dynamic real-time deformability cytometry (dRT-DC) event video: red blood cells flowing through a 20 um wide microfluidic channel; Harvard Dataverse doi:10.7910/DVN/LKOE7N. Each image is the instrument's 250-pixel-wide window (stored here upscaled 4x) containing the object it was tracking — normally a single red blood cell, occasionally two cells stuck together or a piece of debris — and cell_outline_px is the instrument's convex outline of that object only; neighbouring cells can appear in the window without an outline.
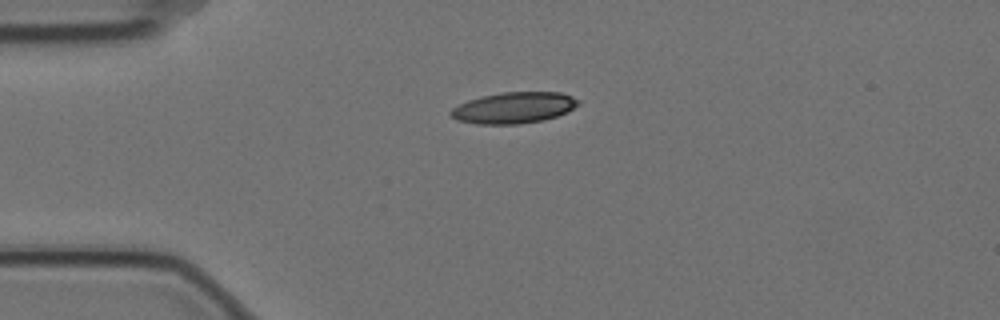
{"species": "Egyptian fruit bat (a non-hibernating species)", "species_latin": "Rousettus aegyptiacus", "temperature_condition": "cold", "stored_images_in_passage": 3, "camera_frame_rate_fps": 3000, "um_per_image_px": 0.085, "animal": {"sex": "female"}, "frame": {"image": 1, "passage_image": 1, "time_ms": 0.0, "image_size_px": [1000, 320], "cell_outline_px": [[580, 104], [568, 112], [544, 120], [516, 124], [476, 124], [456, 120], [448, 112], [452, 108], [468, 100], [480, 96], [504, 92], [560, 92], [572, 96], [580, 100]], "centroid_in_image_um": [43.69, 9.16], "position_along_channel_um": 41.3, "area_um2": 23.29}}
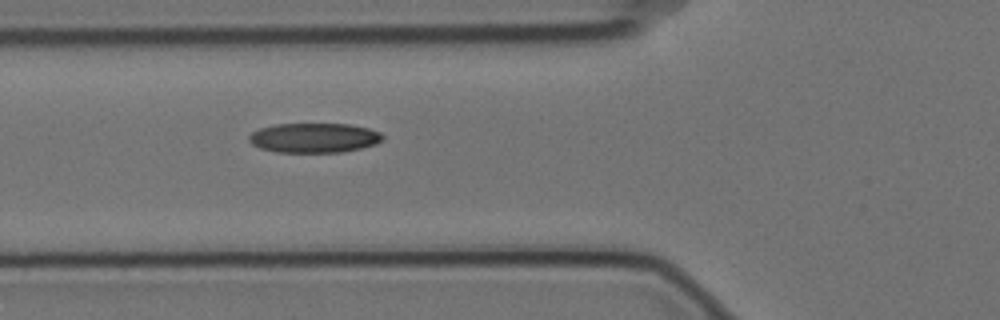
{"frame": {"image": 2, "passage_image": 3, "time_ms": 0.667, "image_size_px": [1000, 320], "cell_outline_px": [[384, 140], [376, 144], [360, 148], [340, 152], [276, 152], [260, 148], [252, 144], [248, 140], [248, 136], [252, 132], [260, 128], [276, 124], [348, 124], [368, 128], [380, 132], [384, 136]], "centroid_in_image_um": [26.7, 11.71], "position_along_channel_um": 99.1, "area_um2": 23.12}}